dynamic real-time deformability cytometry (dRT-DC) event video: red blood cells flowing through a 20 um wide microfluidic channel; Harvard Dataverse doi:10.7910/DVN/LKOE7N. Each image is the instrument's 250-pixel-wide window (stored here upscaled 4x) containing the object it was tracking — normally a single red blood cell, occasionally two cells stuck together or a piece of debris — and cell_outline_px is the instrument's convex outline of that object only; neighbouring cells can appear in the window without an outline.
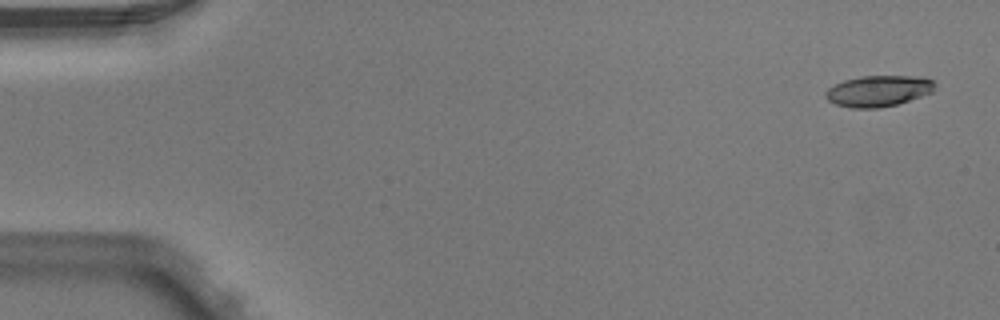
{"species": "Egyptian fruit bat (a non-hibernating species)", "species_latin": "Rousettus aegyptiacus", "temperature_condition": "warm", "stored_images_in_passage": 4, "camera_frame_rate_fps": 3000, "um_per_image_px": 0.085, "animal": {"sex": "male"}, "frame": {"image": 1, "passage_image": 1, "time_ms": 0.0, "image_size_px": [1000, 320], "cell_outline_px": [[936, 84], [932, 92], [896, 104], [880, 108], [852, 108], [836, 104], [828, 100], [824, 96], [824, 92], [828, 88], [844, 80], [860, 76], [912, 76], [932, 80]], "centroid_in_image_um": [74.62, 7.73], "position_along_channel_um": 10.4, "area_um2": 19.59}}
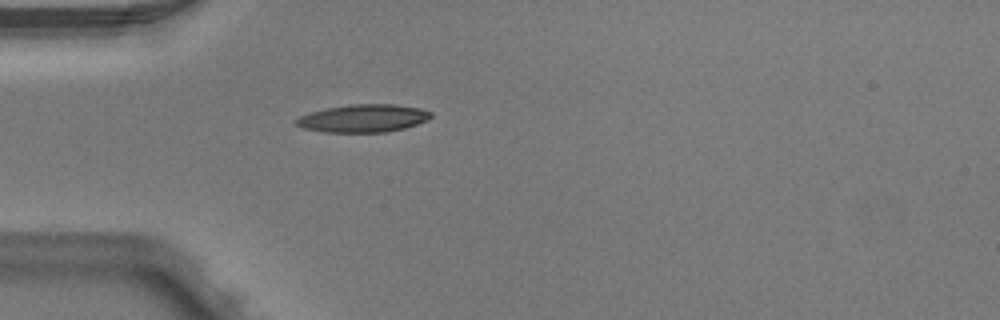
{"frame": {"image": 2, "passage_image": 4, "time_ms": 1.0, "image_size_px": [1000, 320], "cell_outline_px": [[432, 116], [428, 120], [404, 128], [384, 132], [324, 132], [304, 128], [296, 124], [292, 120], [308, 112], [328, 108], [352, 104], [396, 104], [420, 108], [432, 112]], "centroid_in_image_um": [30.87, 10.05], "position_along_channel_um": 54.1, "area_um2": 21.85}}